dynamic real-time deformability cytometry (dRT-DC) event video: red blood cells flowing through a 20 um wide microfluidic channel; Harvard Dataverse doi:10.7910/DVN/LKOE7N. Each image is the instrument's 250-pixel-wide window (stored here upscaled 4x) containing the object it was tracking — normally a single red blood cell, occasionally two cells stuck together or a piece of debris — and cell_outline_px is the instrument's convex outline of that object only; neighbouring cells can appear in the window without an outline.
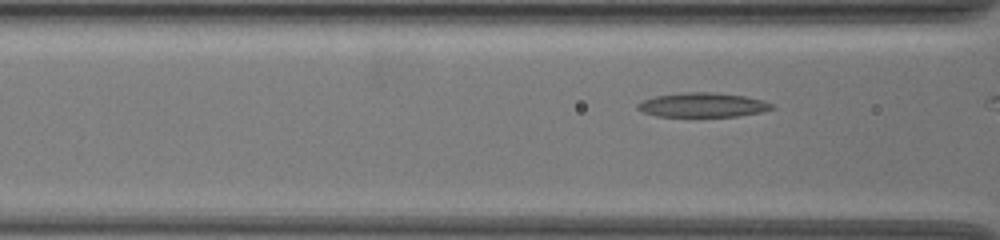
{"species": "common noctule bat (a hibernating species)", "species_latin": "Nyctalus noctula", "temperature_condition": "warm", "stored_images_in_passage": 21, "camera_frame_rate_fps": 3000, "um_per_image_px": 0.085, "animal": {"sex": "female", "body_mass_g": 19.5, "forearm_length_mm": 54.1}, "frame": {"image": 1, "passage_image": 18, "time_ms": 5.667, "image_size_px": [1000, 240], "cell_outline_px": [[776, 108], [764, 112], [740, 116], [656, 116], [644, 112], [636, 108], [636, 104], [640, 100], [656, 96], [684, 92], [716, 92], [744, 96], [764, 100], [772, 104]], "centroid_in_image_um": [59.75, 8.92], "position_along_channel_um": 106.8, "area_um2": 19.25}}